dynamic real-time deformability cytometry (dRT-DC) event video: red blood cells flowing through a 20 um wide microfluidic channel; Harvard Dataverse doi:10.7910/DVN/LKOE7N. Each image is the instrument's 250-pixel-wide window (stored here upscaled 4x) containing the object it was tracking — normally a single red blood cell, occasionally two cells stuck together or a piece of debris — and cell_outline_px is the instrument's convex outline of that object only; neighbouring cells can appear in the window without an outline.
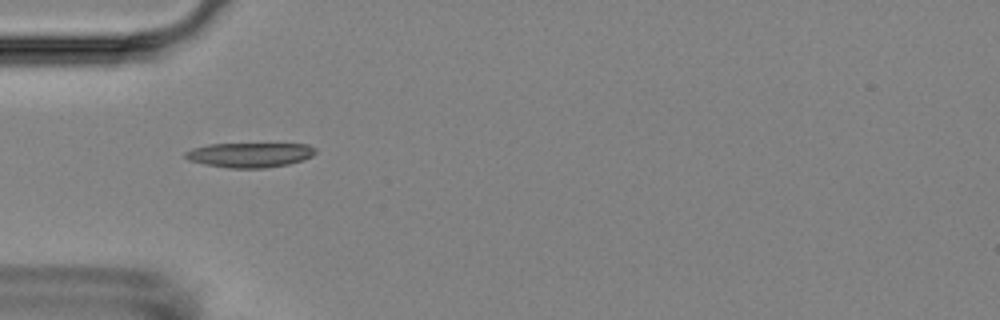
{"species": "Egyptian fruit bat (a non-hibernating species)", "species_latin": "Rousettus aegyptiacus", "temperature_condition": "room temperature", "stored_images_in_passage": 39, "camera_frame_rate_fps": 3000, "um_per_image_px": 0.085, "animal": {"sex": "female"}, "frame": {"image": 1, "passage_image": 1, "time_ms": 0.0, "image_size_px": [1000, 320], "cell_outline_px": [[316, 152], [312, 156], [304, 160], [288, 164], [264, 168], [228, 168], [204, 164], [188, 160], [184, 156], [184, 152], [192, 148], [208, 144], [308, 144], [316, 148]], "centroid_in_image_um": [21.22, 13.17], "position_along_channel_um": 63.8, "area_um2": 18.84}}
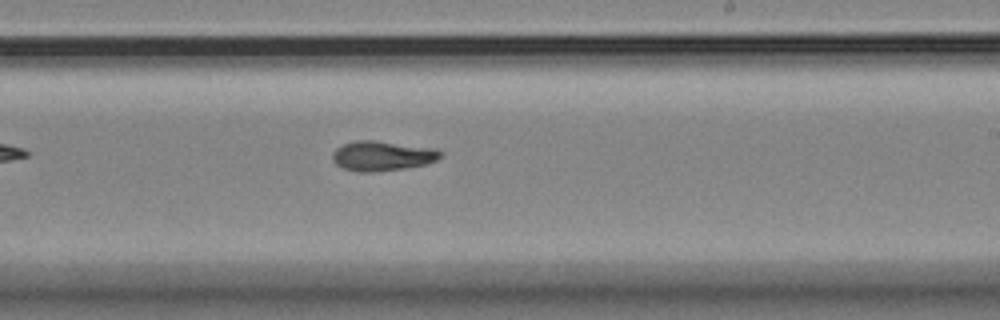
{"frame": {"image": 2, "passage_image": 17, "time_ms": 5.333, "image_size_px": [1000, 320], "cell_outline_px": [[444, 152], [436, 160], [428, 164], [404, 168], [372, 172], [356, 172], [344, 168], [336, 164], [332, 160], [332, 152], [336, 148], [344, 144], [356, 140], [376, 140], [436, 148]], "centroid_in_image_um": [32.5, 13.24], "position_along_channel_um": 256.5, "area_um2": 18.96}}
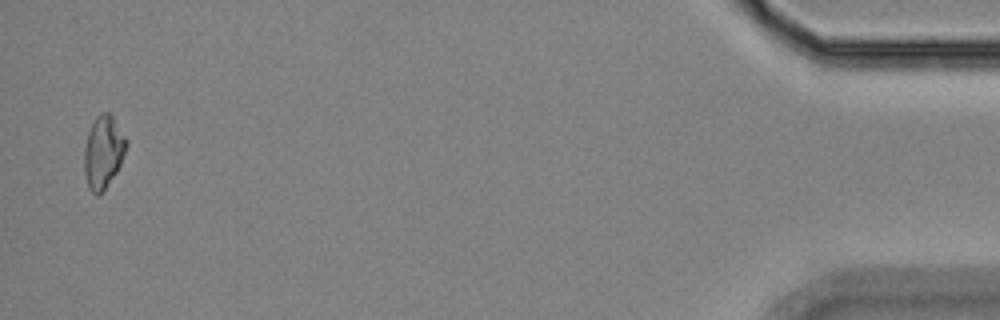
{"frame": {"image": 3, "passage_image": 38, "time_ms": 12.333, "image_size_px": [1000, 320], "cell_outline_px": [[128, 144], [120, 164], [116, 172], [100, 196], [96, 196], [88, 188], [84, 172], [84, 148], [88, 132], [96, 116], [100, 112], [108, 112], [112, 116], [128, 140]], "centroid_in_image_um": [8.77, 12.93], "position_along_channel_um": 426.4, "area_um2": 17.92}, "authors_computed_cell_mechanics": {"area_um2": 18.0336, "velocity_mm_per_s": 3.6256, "shape_relaxation_time_tau1_ms": 5.836, "shape_relaxation_time_tau2_ms": null, "deformation_change_tau1": 0.1575, "deformation_change_tau2": null}}